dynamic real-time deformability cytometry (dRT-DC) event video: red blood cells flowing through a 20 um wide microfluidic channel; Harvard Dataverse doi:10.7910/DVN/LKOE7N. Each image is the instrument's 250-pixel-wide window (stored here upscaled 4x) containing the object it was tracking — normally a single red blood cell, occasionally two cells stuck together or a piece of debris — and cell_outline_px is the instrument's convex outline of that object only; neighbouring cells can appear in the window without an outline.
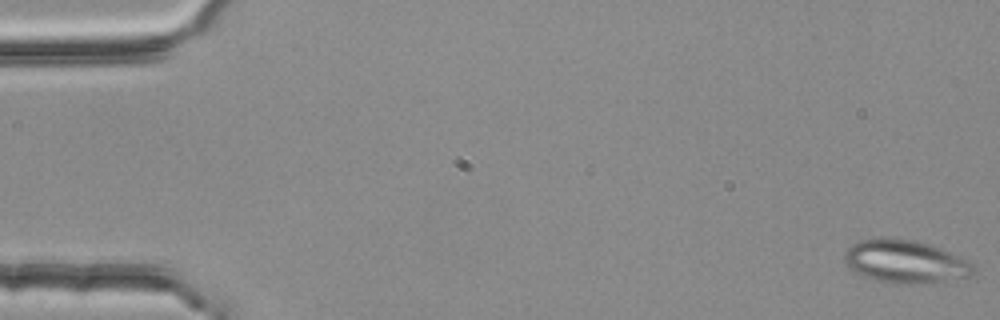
{"species": "common noctule bat (a hibernating species)", "species_latin": "Nyctalus noctula", "temperature_condition": "room temperature", "stored_images_in_passage": 4, "camera_frame_rate_fps": 3000, "um_per_image_px": 0.085, "animal": {"sex": "female", "body_mass_g": 25.1}, "frame": {"image": 1, "passage_image": 1, "time_ms": 0.0, "image_size_px": [1000, 320], "cell_outline_px": [[976, 268], [968, 276], [932, 284], [896, 284], [876, 280], [864, 276], [856, 272], [844, 260], [844, 252], [852, 244], [860, 240], [880, 236], [884, 236], [916, 240], [928, 244], [972, 260], [976, 264]], "centroid_in_image_um": [76.99, 22.22], "position_along_channel_um": 8.0, "area_um2": 32.95}}